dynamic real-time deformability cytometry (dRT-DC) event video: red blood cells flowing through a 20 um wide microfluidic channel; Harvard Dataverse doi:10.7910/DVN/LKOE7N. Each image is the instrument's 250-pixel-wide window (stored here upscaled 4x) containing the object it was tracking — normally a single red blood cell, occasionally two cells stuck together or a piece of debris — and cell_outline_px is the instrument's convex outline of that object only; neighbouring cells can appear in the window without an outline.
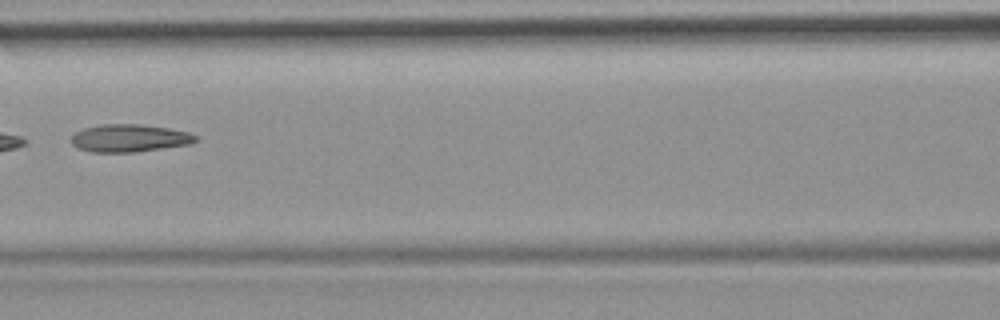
{"species": "common noctule bat (a hibernating species)", "species_latin": "Nyctalus noctula", "temperature_condition": "room temperature", "stored_images_in_passage": 6, "camera_frame_rate_fps": 3000, "um_per_image_px": 0.085, "animal": {"sex": "female", "body_mass_g": 19.9}, "frame": {"image": 1, "passage_image": 6, "time_ms": 5.667, "image_size_px": [1000, 320], "cell_outline_px": [[196, 140], [192, 144], [136, 152], [92, 152], [76, 148], [72, 144], [72, 136], [76, 132], [84, 128], [100, 124], [140, 124], [168, 128], [188, 132], [196, 136]], "centroid_in_image_um": [10.99, 11.74], "position_along_channel_um": 155.6, "area_um2": 20.06}}